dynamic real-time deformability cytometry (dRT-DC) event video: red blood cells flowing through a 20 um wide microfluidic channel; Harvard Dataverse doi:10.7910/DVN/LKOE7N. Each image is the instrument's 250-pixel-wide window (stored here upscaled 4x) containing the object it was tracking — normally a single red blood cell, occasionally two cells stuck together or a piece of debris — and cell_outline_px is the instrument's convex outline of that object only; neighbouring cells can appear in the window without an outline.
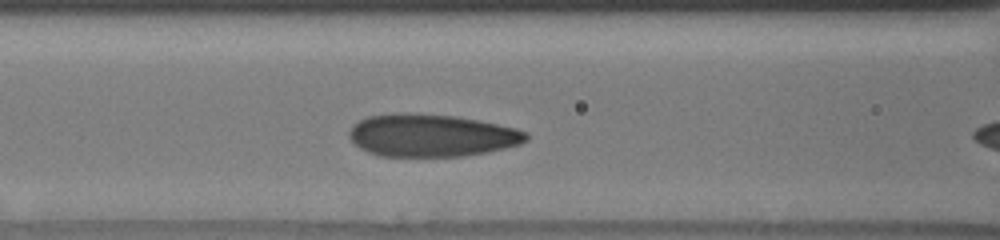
{"species": "human", "species_latin": "Homo sapiens", "temperature_condition": "cold", "stored_images_in_passage": 31, "camera_frame_rate_fps": 3000, "um_per_image_px": 0.085, "donor": {"sex": "male"}, "frame": {"image": 1, "passage_image": 7, "time_ms": 2.0, "image_size_px": [1000, 240], "cell_outline_px": [[528, 140], [520, 144], [488, 152], [460, 156], [380, 156], [368, 152], [360, 148], [348, 136], [348, 132], [352, 124], [368, 116], [396, 112], [416, 112], [456, 116], [516, 128], [528, 132]], "centroid_in_image_um": [36.65, 11.49], "position_along_channel_um": 130.0, "area_um2": 44.16}}
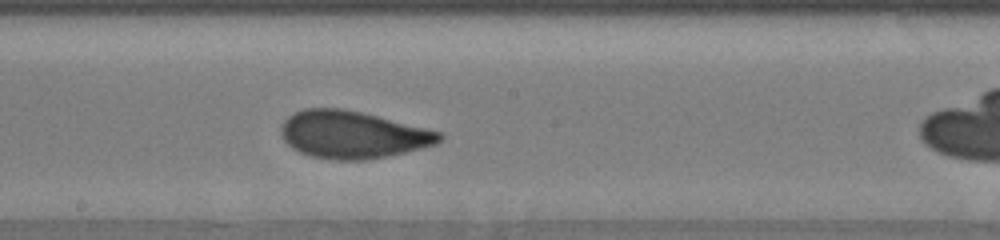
{"frame": {"image": 2, "passage_image": 14, "time_ms": 4.333, "image_size_px": [1000, 240], "cell_outline_px": [[444, 136], [436, 144], [404, 152], [364, 160], [336, 160], [312, 156], [300, 152], [292, 148], [284, 140], [280, 132], [280, 128], [284, 120], [292, 112], [304, 108], [344, 108], [428, 128], [444, 132]], "centroid_in_image_um": [29.96, 11.43], "position_along_channel_um": 218.2, "area_um2": 43.75}}
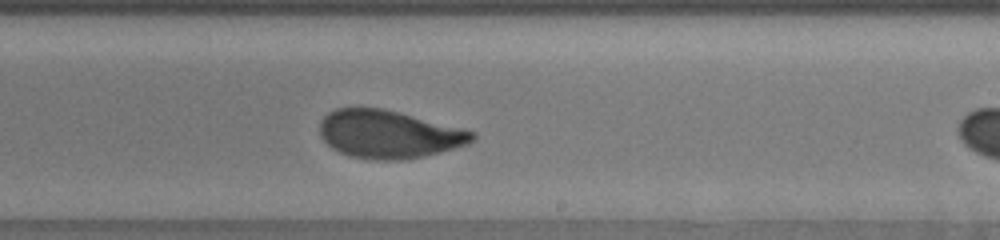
{"frame": {"image": 3, "passage_image": 17, "time_ms": 5.333, "image_size_px": [1000, 240], "cell_outline_px": [[476, 140], [468, 144], [424, 156], [400, 160], [376, 160], [348, 156], [332, 148], [320, 136], [320, 120], [328, 112], [336, 108], [384, 108], [464, 128], [476, 132]], "centroid_in_image_um": [33.06, 11.4], "position_along_channel_um": 255.9, "area_um2": 42.89}, "authors_computed_cell_mechanics": {"area_um2": 42.772, "velocity_mm_per_s": 3.7952, "shape_relaxation_time_tau1_ms": 3.714, "shape_relaxation_time_tau2_ms": null, "deformation_change_tau1": 0.1289, "deformation_change_tau2": null}}